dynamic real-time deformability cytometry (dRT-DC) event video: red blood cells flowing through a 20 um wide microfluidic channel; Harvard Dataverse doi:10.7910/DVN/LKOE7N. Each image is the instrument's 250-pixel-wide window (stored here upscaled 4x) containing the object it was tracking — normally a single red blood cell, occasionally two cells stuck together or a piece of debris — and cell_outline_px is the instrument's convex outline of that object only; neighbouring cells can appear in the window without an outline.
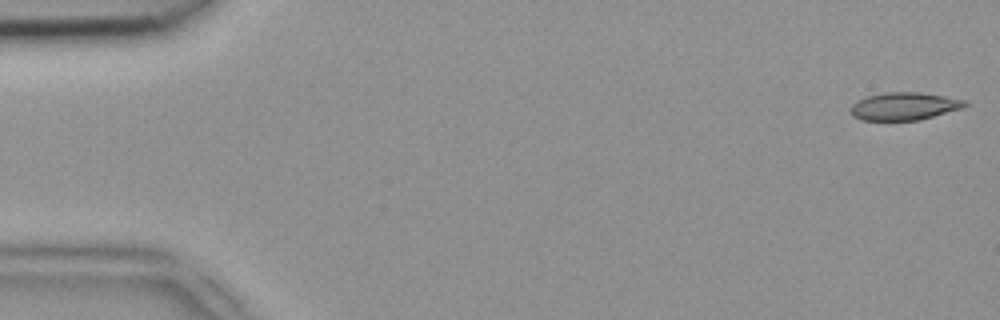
{"species": "common noctule bat (a hibernating species)", "species_latin": "Nyctalus noctula", "temperature_condition": "room temperature", "stored_images_in_passage": 13, "camera_frame_rate_fps": 3000, "um_per_image_px": 0.085, "animal": {"sex": "female", "body_mass_g": 18.4}, "frame": {"image": 1, "passage_image": 1, "time_ms": 0.0, "image_size_px": [1000, 320], "cell_outline_px": [[968, 104], [964, 108], [920, 120], [860, 120], [852, 116], [848, 108], [856, 100], [868, 96], [884, 92], [920, 92], [968, 100]], "centroid_in_image_um": [76.85, 9.03], "position_along_channel_um": 8.1, "area_um2": 18.79}}
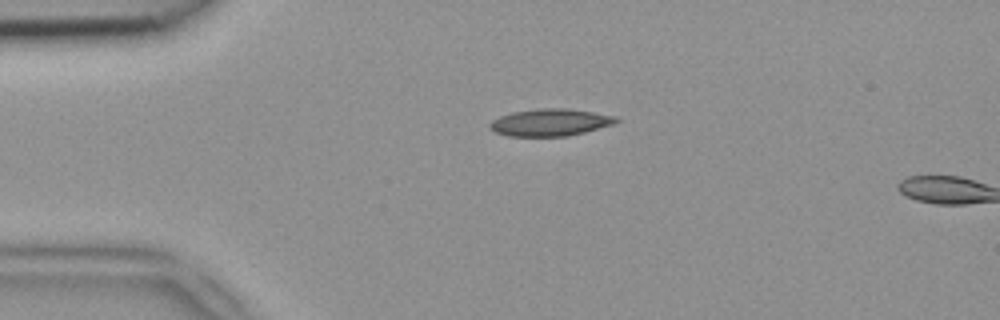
{"frame": {"image": 2, "passage_image": 11, "time_ms": 3.333, "image_size_px": [1000, 320], "cell_outline_px": [[620, 120], [612, 124], [584, 132], [568, 136], [508, 136], [496, 132], [488, 128], [488, 124], [492, 120], [500, 116], [512, 112], [536, 108], [568, 108], [616, 116]], "centroid_in_image_um": [46.73, 10.4], "position_along_channel_um": 38.3, "area_um2": 20.0}}